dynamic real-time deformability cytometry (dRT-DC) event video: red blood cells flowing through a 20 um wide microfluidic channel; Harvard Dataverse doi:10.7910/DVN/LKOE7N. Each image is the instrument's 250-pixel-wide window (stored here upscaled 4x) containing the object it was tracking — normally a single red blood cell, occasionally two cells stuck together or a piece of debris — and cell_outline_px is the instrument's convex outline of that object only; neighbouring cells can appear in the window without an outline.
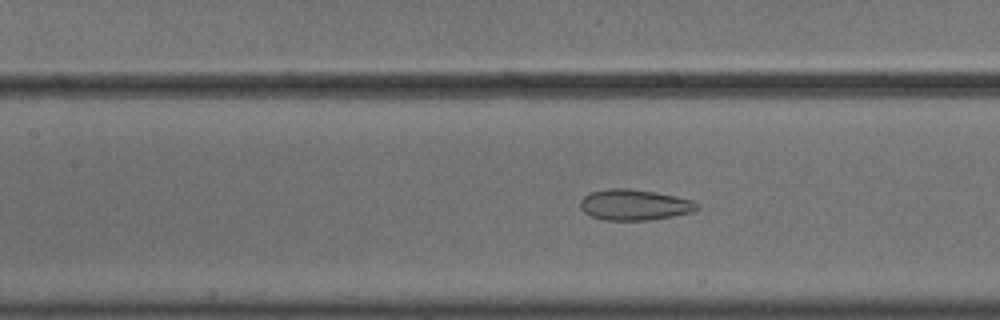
{"species": "common noctule bat (a hibernating species)", "species_latin": "Nyctalus noctula", "temperature_condition": "cold", "stored_images_in_passage": 48, "camera_frame_rate_fps": 3000, "um_per_image_px": 0.085, "animal": {"sex": "male", "body_mass_g": 18.8}, "frame": {"image": 1, "passage_image": 18, "time_ms": 5.667, "image_size_px": [1000, 320], "cell_outline_px": [[700, 208], [692, 212], [672, 216], [648, 220], [604, 220], [592, 216], [584, 212], [580, 208], [580, 200], [584, 196], [592, 192], [608, 188], [632, 188], [656, 192], [676, 196], [692, 200], [700, 204]], "centroid_in_image_um": [53.94, 17.4], "position_along_channel_um": 153.5, "area_um2": 21.1}}
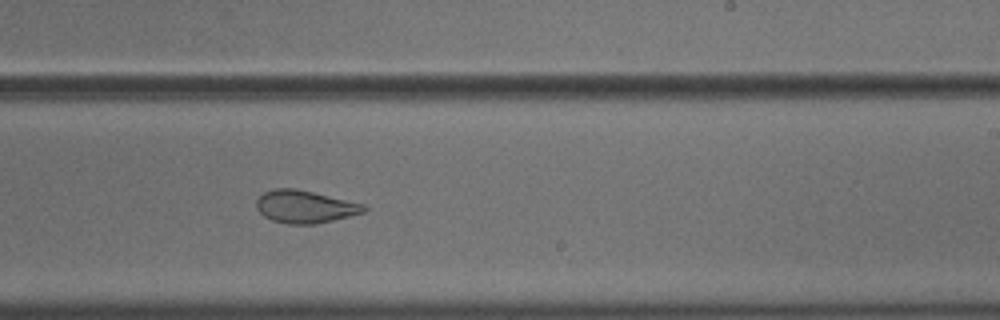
{"frame": {"image": 2, "passage_image": 27, "time_ms": 8.667, "image_size_px": [1000, 320], "cell_outline_px": [[368, 208], [364, 212], [316, 224], [288, 224], [272, 220], [264, 216], [256, 208], [256, 200], [264, 192], [276, 188], [292, 188], [312, 192], [364, 204]], "centroid_in_image_um": [25.89, 17.57], "position_along_channel_um": 263.1, "area_um2": 20.17}}
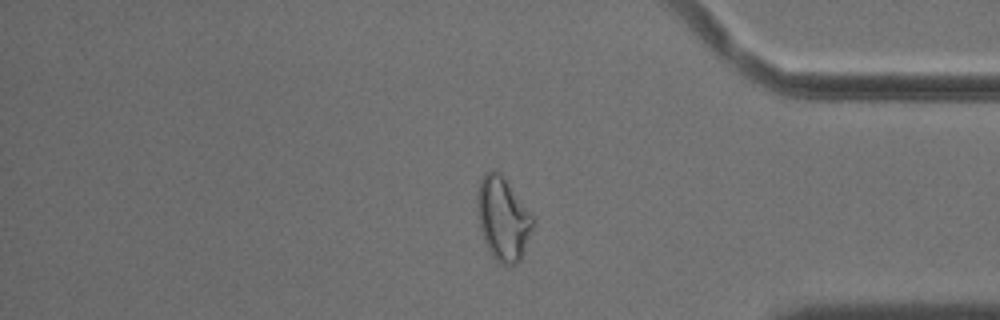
{"frame": {"image": 3, "passage_image": 39, "time_ms": 12.667, "image_size_px": [1000, 320], "cell_outline_px": [[532, 228], [524, 252], [520, 260], [516, 264], [508, 268], [500, 264], [492, 256], [484, 240], [480, 228], [476, 208], [476, 196], [480, 180], [484, 172], [492, 168], [500, 172], [532, 216]], "centroid_in_image_um": [42.7, 18.6], "position_along_channel_um": 392.5, "area_um2": 26.99}, "authors_computed_cell_mechanics": {"area_um2": 24.7962, "velocity_mm_per_s": 3.6558, "shape_relaxation_time_tau1_ms": null, "shape_relaxation_time_tau2_ms": 1.8146, "deformation_change_tau1": null, "deformation_change_tau2": 0.0843}}